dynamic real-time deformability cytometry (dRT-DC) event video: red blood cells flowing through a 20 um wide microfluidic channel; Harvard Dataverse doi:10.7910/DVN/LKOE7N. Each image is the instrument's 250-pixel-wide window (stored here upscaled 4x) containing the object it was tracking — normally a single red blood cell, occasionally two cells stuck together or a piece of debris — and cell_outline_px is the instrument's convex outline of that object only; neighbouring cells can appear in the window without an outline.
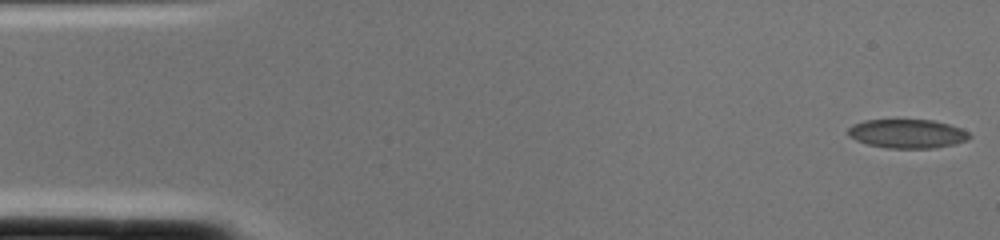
{"species": "common noctule bat (a hibernating species)", "species_latin": "Nyctalus noctula", "temperature_condition": "cold", "stored_images_in_passage": 2, "camera_frame_rate_fps": 3000, "um_per_image_px": 0.085, "animal": {"sex": "female", "body_mass_g": 22.0, "forearm_length_mm": 56.7}, "frame": {"image": 1, "passage_image": 1, "time_ms": 0.0, "image_size_px": [1000, 240], "cell_outline_px": [[972, 136], [968, 140], [956, 144], [932, 148], [888, 148], [868, 144], [856, 140], [848, 136], [848, 128], [852, 124], [864, 120], [932, 120], [948, 124], [960, 128], [968, 132]], "centroid_in_image_um": [77.12, 11.36], "position_along_channel_um": 7.9, "area_um2": 20.46}}
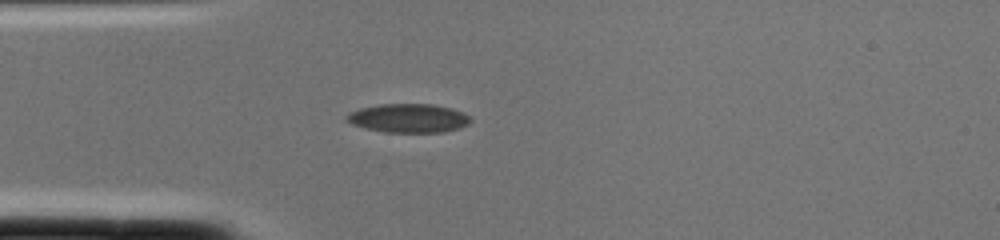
{"frame": {"image": 2, "passage_image": 2, "time_ms": 0.333, "image_size_px": [1000, 240], "cell_outline_px": [[472, 120], [468, 124], [460, 128], [444, 132], [384, 132], [364, 128], [352, 124], [344, 120], [344, 116], [348, 112], [360, 108], [380, 104], [432, 104], [452, 108], [464, 112]], "centroid_in_image_um": [34.69, 10.04], "position_along_channel_um": 50.3, "area_um2": 21.04}}